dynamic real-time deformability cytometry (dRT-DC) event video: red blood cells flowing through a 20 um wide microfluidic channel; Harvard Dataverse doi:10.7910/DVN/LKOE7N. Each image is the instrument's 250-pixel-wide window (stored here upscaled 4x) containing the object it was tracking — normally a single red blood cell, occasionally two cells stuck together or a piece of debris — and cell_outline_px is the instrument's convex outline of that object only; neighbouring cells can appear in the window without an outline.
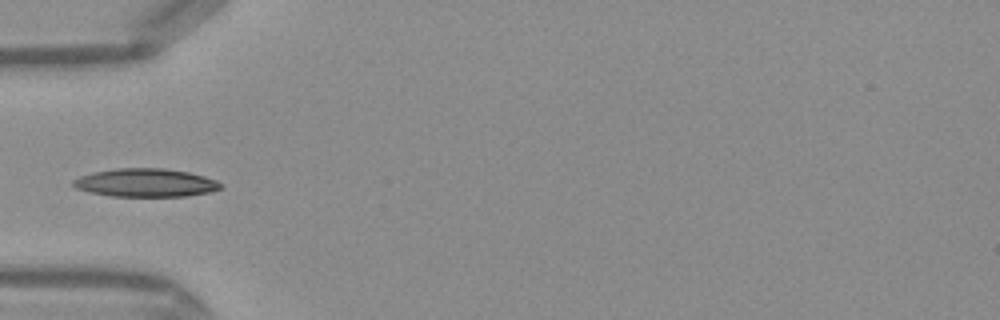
{"species": "Egyptian fruit bat (a non-hibernating species)", "species_latin": "Rousettus aegyptiacus", "temperature_condition": "warm", "stored_images_in_passage": 5, "camera_frame_rate_fps": 3000, "um_per_image_px": 0.085, "frame": {"image": 1, "passage_image": 1, "time_ms": 0.0, "image_size_px": [1000, 320], "cell_outline_px": [[220, 188], [208, 192], [188, 196], [112, 196], [88, 192], [76, 188], [72, 184], [72, 180], [80, 176], [92, 172], [116, 168], [164, 168], [188, 172], [204, 176], [216, 180], [220, 184]], "centroid_in_image_um": [12.33, 15.53], "position_along_channel_um": 72.7, "area_um2": 24.22}}